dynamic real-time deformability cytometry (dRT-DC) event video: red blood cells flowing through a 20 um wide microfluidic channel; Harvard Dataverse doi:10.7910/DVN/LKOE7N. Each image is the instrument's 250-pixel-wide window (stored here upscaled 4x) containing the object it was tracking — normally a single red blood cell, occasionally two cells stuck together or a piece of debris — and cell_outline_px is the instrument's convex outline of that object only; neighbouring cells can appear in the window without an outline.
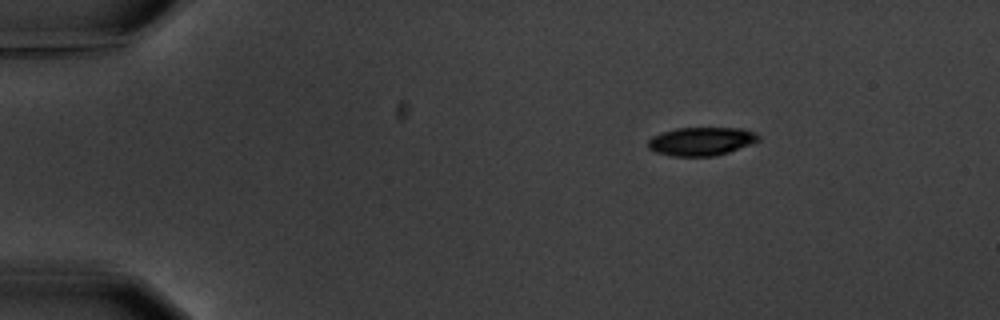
{"species": "common noctule bat (a hibernating species)", "species_latin": "Nyctalus noctula", "temperature_condition": "warm", "stored_images_in_passage": 5, "camera_frame_rate_fps": 3000, "um_per_image_px": 0.085, "animal": {"sex": "male", "body_mass_g": 20.1, "forearm_length_mm": 53.5}, "frame": {"image": 1, "passage_image": 1, "time_ms": 0.0, "image_size_px": [1000, 320], "cell_outline_px": [[760, 140], [728, 152], [716, 156], [672, 156], [656, 152], [648, 148], [648, 140], [652, 136], [660, 132], [676, 128], [740, 128], [756, 132], [760, 136]], "centroid_in_image_um": [59.59, 12.0], "position_along_channel_um": 25.4, "area_um2": 18.32}}
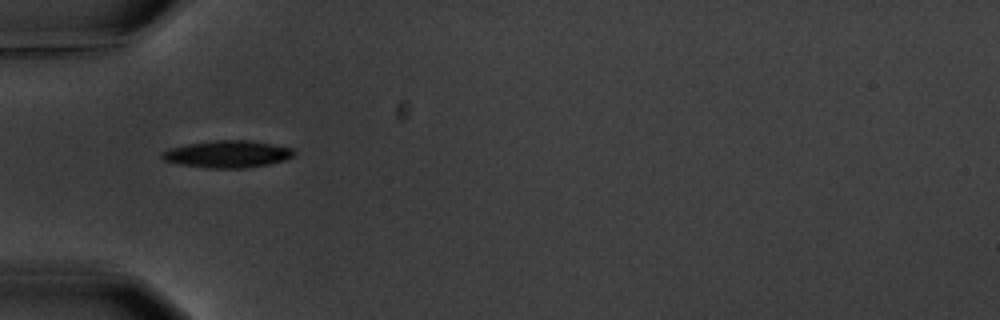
{"frame": {"image": 2, "passage_image": 4, "time_ms": 3.333, "image_size_px": [1000, 320], "cell_outline_px": [[296, 156], [272, 164], [244, 168], [208, 168], [180, 164], [164, 160], [160, 156], [160, 152], [168, 148], [188, 144], [212, 140], [252, 140], [292, 148], [296, 152]], "centroid_in_image_um": [19.36, 13.09], "position_along_channel_um": 65.6, "area_um2": 21.1}}
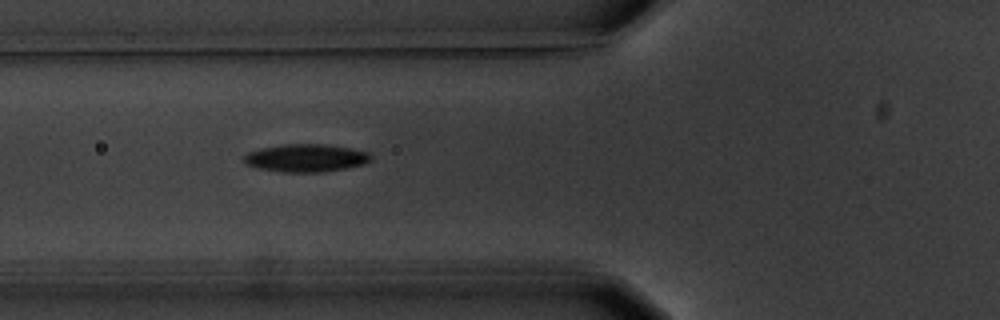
{"frame": {"image": 3, "passage_image": 5, "time_ms": 4.333, "image_size_px": [1000, 320], "cell_outline_px": [[372, 160], [364, 164], [324, 172], [284, 172], [260, 168], [244, 164], [244, 156], [248, 152], [260, 148], [284, 144], [324, 144], [348, 148], [368, 152], [372, 156]], "centroid_in_image_um": [26.0, 13.43], "position_along_channel_um": 99.8, "area_um2": 20.46}}